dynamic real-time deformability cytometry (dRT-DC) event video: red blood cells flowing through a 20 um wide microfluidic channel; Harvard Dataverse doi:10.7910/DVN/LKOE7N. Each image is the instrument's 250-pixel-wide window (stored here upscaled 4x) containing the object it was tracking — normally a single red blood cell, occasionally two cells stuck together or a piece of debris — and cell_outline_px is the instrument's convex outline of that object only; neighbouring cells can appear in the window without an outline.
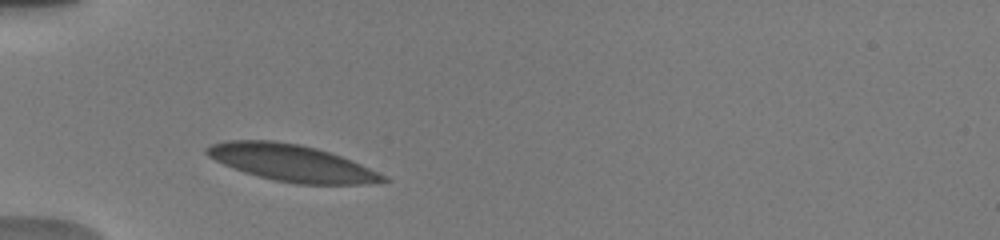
{"species": "human", "species_latin": "Homo sapiens", "temperature_condition": "warm", "stored_images_in_passage": 27, "camera_frame_rate_fps": 3000, "um_per_image_px": 0.085, "donor": {"sex": "male"}, "frame": {"image": 1, "passage_image": 4, "time_ms": 1.0, "image_size_px": [1000, 240], "cell_outline_px": [[388, 180], [368, 184], [296, 184], [276, 180], [244, 172], [224, 164], [208, 156], [204, 152], [204, 148], [212, 144], [224, 140], [272, 140], [300, 144], [316, 148], [340, 156], [360, 164], [384, 176]], "centroid_in_image_um": [24.72, 13.83], "position_along_channel_um": 60.3, "area_um2": 37.22}}
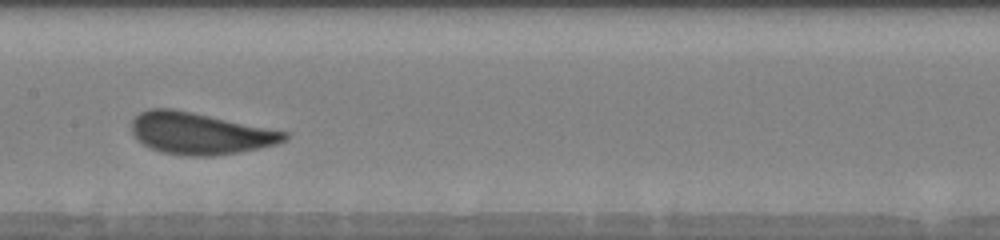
{"frame": {"image": 2, "passage_image": 10, "time_ms": 4.667, "image_size_px": [1000, 240], "cell_outline_px": [[288, 136], [284, 140], [276, 144], [236, 152], [212, 156], [192, 156], [164, 152], [152, 148], [144, 144], [132, 132], [132, 120], [140, 112], [148, 108], [172, 108], [192, 112], [288, 132]], "centroid_in_image_um": [16.97, 11.32], "position_along_channel_um": 190.4, "area_um2": 36.47}}
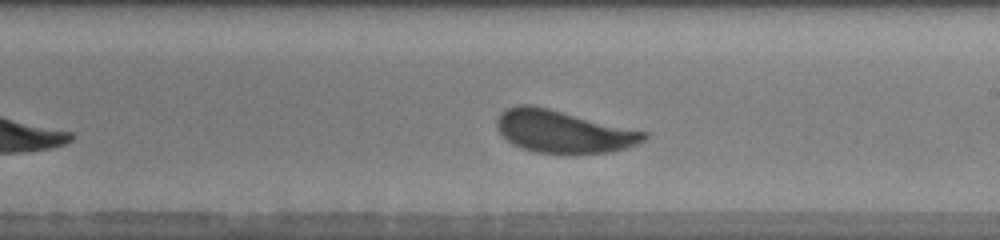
{"frame": {"image": 3, "passage_image": 13, "time_ms": 6.0, "image_size_px": [1000, 240], "cell_outline_px": [[648, 136], [644, 140], [636, 144], [612, 152], [536, 152], [520, 148], [512, 144], [496, 128], [496, 120], [500, 112], [504, 108], [516, 104], [532, 104], [648, 132]], "centroid_in_image_um": [47.82, 11.14], "position_along_channel_um": 241.2, "area_um2": 36.18}, "authors_computed_cell_mechanics": {"area_um2": 35.6626, "velocity_mm_per_s": 3.8177, "shape_relaxation_time_tau1_ms": 2.1802, "shape_relaxation_time_tau2_ms": null, "deformation_change_tau1": 0.0918, "deformation_change_tau2": null}}